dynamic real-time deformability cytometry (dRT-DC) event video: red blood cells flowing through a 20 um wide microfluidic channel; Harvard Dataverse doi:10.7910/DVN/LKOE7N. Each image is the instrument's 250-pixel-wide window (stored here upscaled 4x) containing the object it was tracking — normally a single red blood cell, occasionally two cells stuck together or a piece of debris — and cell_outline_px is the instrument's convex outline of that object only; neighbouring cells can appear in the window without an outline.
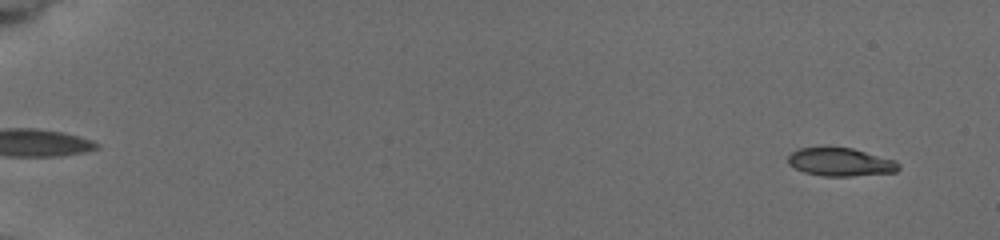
{"species": "common noctule bat (a hibernating species)", "species_latin": "Nyctalus noctula", "temperature_condition": "cold", "stored_images_in_passage": 57, "camera_frame_rate_fps": 3000, "um_per_image_px": 0.085, "animal": {"sex": "female", "body_mass_g": 19.5, "forearm_length_mm": 54.1}, "frame": {"image": 1, "passage_image": 2, "time_ms": 0.333, "image_size_px": [1000, 240], "cell_outline_px": [[900, 168], [896, 172], [852, 176], [824, 176], [804, 172], [788, 164], [788, 156], [792, 152], [800, 148], [852, 148], [896, 160], [900, 164]], "centroid_in_image_um": [71.48, 13.78], "position_along_channel_um": 13.5, "area_um2": 18.03}}
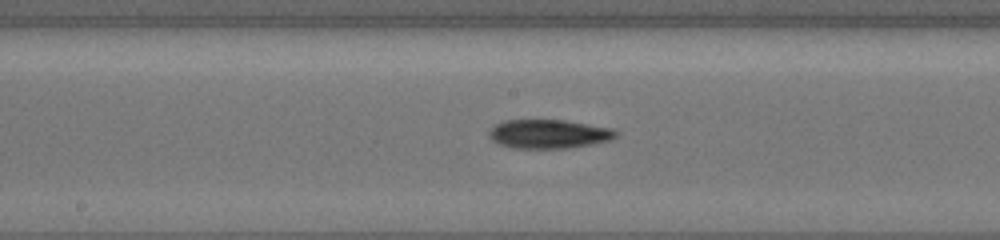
{"frame": {"image": 2, "passage_image": 21, "time_ms": 9.667, "image_size_px": [1000, 240], "cell_outline_px": [[620, 132], [612, 140], [592, 144], [568, 148], [512, 148], [500, 144], [492, 140], [488, 136], [488, 132], [496, 124], [504, 120], [564, 120], [616, 128]], "centroid_in_image_um": [46.7, 11.38], "position_along_channel_um": 201.5, "area_um2": 21.62}}
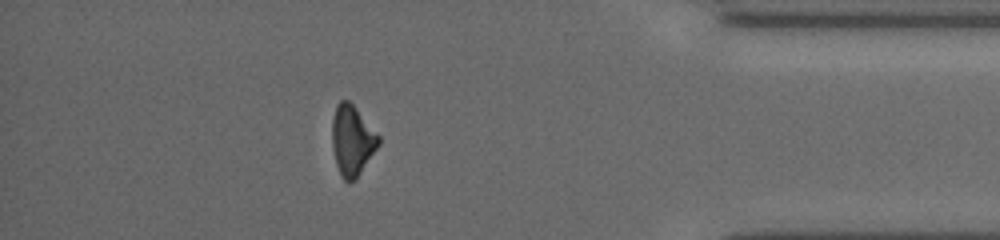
{"frame": {"image": 3, "passage_image": 48, "time_ms": 15.667, "image_size_px": [1000, 240], "cell_outline_px": [[380, 144], [356, 176], [348, 184], [340, 176], [336, 164], [332, 144], [332, 120], [336, 104], [340, 100], [348, 100], [356, 108], [380, 136]], "centroid_in_image_um": [29.91, 11.91], "position_along_channel_um": 405.3, "area_um2": 18.79}, "authors_computed_cell_mechanics": {"area_um2": 19.7098, "velocity_mm_per_s": 3.8616, "shape_relaxation_time_tau1_ms": 6.2482, "shape_relaxation_time_tau2_ms": null, "deformation_change_tau1": 0.1637, "deformation_change_tau2": null}}